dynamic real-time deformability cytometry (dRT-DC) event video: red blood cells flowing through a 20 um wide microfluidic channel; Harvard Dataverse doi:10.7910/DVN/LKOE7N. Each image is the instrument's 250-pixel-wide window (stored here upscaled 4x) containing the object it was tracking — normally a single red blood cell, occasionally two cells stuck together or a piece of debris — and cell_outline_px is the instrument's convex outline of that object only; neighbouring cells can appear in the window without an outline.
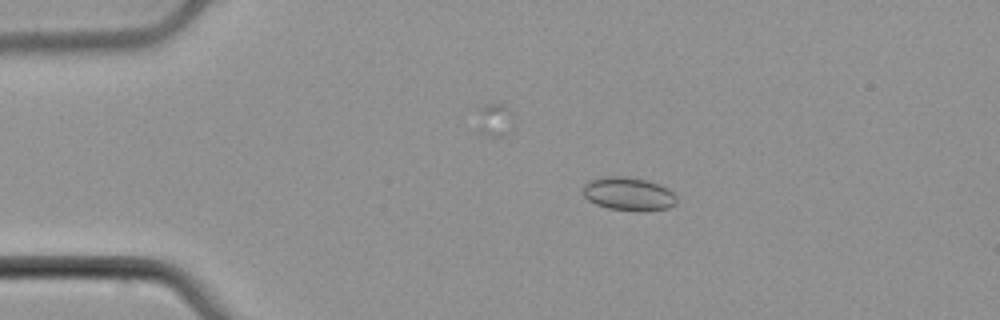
{"species": "common noctule bat (a hibernating species)", "species_latin": "Nyctalus noctula", "temperature_condition": "cold", "stored_images_in_passage": 55, "camera_frame_rate_fps": 3000, "um_per_image_px": 0.085, "animal": {"sex": "male", "body_mass_g": 21.5, "forearm_length_mm": 52.0}, "frame": {"image": 1, "passage_image": 11, "time_ms": 3.333, "image_size_px": [1000, 320], "cell_outline_px": [[676, 204], [668, 208], [608, 208], [596, 204], [588, 200], [584, 196], [584, 184], [588, 180], [604, 176], [624, 176], [648, 180], [668, 188], [676, 196]], "centroid_in_image_um": [53.38, 16.42], "position_along_channel_um": 31.6, "area_um2": 17.51}}
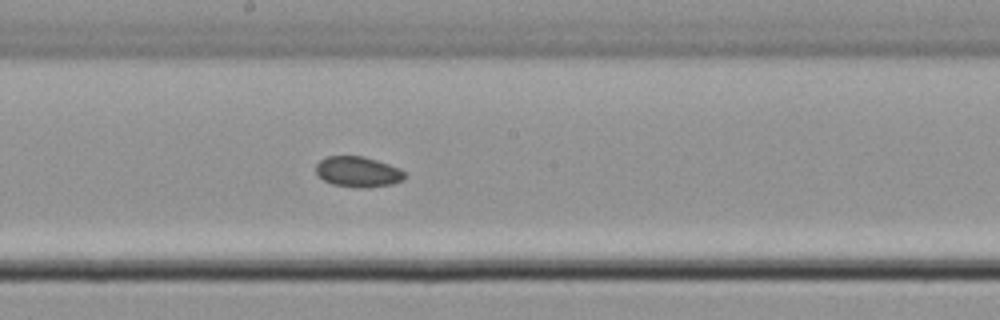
{"frame": {"image": 2, "passage_image": 30, "time_ms": 9.667, "image_size_px": [1000, 320], "cell_outline_px": [[408, 176], [404, 180], [392, 184], [364, 188], [360, 188], [332, 184], [324, 180], [316, 172], [316, 164], [320, 160], [328, 156], [364, 156], [400, 168]], "centroid_in_image_um": [30.46, 14.6], "position_along_channel_um": 217.7, "area_um2": 15.84}}
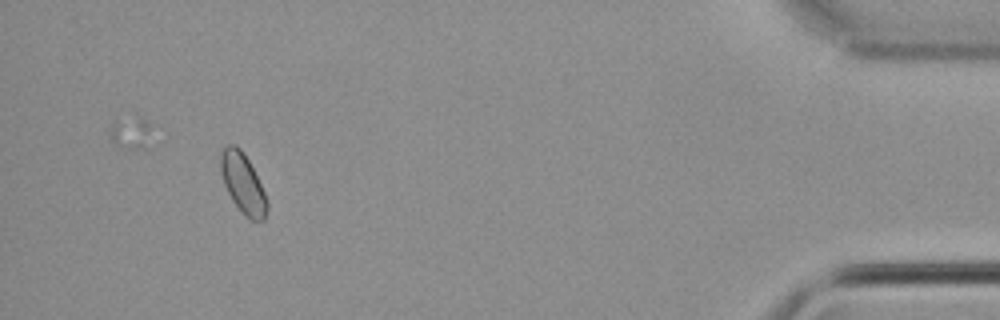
{"frame": {"image": 3, "passage_image": 51, "time_ms": 16.667, "image_size_px": [1000, 320], "cell_outline_px": [[268, 208], [264, 220], [252, 220], [244, 216], [232, 200], [224, 184], [220, 168], [220, 152], [228, 144], [236, 144], [240, 148], [248, 160], [268, 200]], "centroid_in_image_um": [20.64, 15.59], "position_along_channel_um": 414.6, "area_um2": 16.07}}